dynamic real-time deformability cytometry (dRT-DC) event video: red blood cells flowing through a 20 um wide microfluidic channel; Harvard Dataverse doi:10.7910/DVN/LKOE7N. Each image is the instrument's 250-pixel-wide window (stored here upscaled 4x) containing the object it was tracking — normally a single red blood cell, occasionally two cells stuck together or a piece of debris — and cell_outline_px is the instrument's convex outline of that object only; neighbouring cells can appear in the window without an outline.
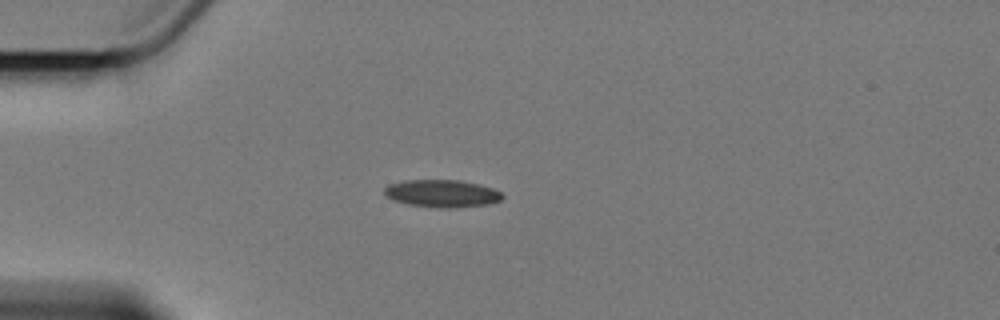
{"species": "Egyptian fruit bat (a non-hibernating species)", "species_latin": "Rousettus aegyptiacus", "temperature_condition": "cold", "stored_images_in_passage": 4, "camera_frame_rate_fps": 3000, "um_per_image_px": 0.085, "animal": {"sex": "female"}, "frame": {"image": 1, "passage_image": 1, "time_ms": 0.0, "image_size_px": [1000, 320], "cell_outline_px": [[504, 196], [500, 200], [488, 204], [456, 208], [436, 208], [408, 204], [392, 200], [384, 192], [384, 188], [388, 184], [404, 180], [460, 180], [480, 184], [492, 188], [500, 192]], "centroid_in_image_um": [37.56, 16.45], "position_along_channel_um": 47.4, "area_um2": 19.02}}
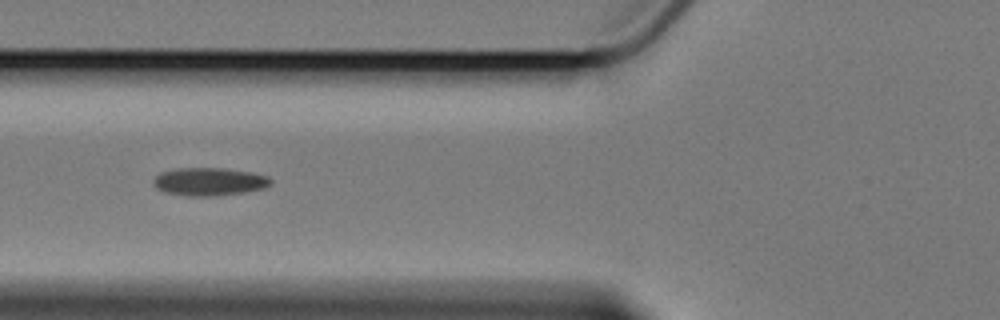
{"frame": {"image": 2, "passage_image": 3, "time_ms": 2.333, "image_size_px": [1000, 320], "cell_outline_px": [[272, 180], [264, 188], [244, 192], [216, 196], [184, 196], [164, 192], [156, 188], [152, 180], [160, 172], [176, 168], [224, 168], [252, 172], [268, 176]], "centroid_in_image_um": [17.75, 15.44], "position_along_channel_um": 108.1, "area_um2": 19.25}}
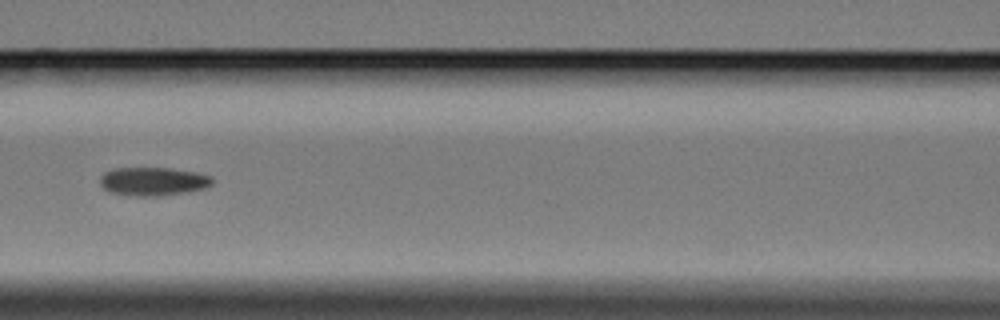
{"frame": {"image": 3, "passage_image": 4, "time_ms": 3.667, "image_size_px": [1000, 320], "cell_outline_px": [[212, 184], [204, 188], [184, 192], [160, 196], [136, 196], [108, 192], [100, 184], [100, 176], [104, 172], [112, 168], [168, 168], [196, 172], [212, 176]], "centroid_in_image_um": [12.98, 15.41], "position_along_channel_um": 153.6, "area_um2": 18.61}}